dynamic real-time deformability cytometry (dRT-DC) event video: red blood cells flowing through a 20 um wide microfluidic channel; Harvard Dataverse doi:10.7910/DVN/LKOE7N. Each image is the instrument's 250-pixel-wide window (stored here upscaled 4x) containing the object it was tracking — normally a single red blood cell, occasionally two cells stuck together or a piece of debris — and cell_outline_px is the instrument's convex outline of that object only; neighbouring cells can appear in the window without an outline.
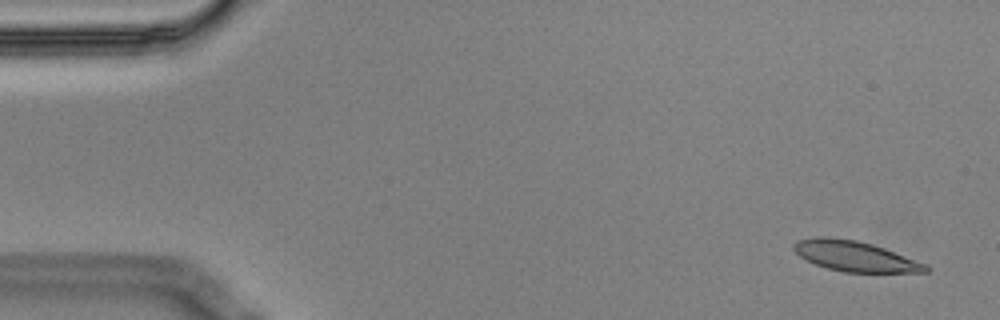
{"species": "Egyptian fruit bat (a non-hibernating species)", "species_latin": "Rousettus aegyptiacus", "temperature_condition": "cold", "stored_images_in_passage": 6, "camera_frame_rate_fps": 3000, "um_per_image_px": 0.085, "animal": {"sex": "male"}, "frame": {"image": 1, "passage_image": 1, "time_ms": 0.0, "image_size_px": [1000, 320], "cell_outline_px": [[928, 272], [844, 272], [828, 268], [816, 264], [800, 256], [792, 248], [792, 244], [796, 240], [816, 236], [824, 236], [856, 240], [872, 244], [884, 248], [928, 264]], "centroid_in_image_um": [72.65, 21.76], "position_along_channel_um": 12.3, "area_um2": 23.24}}
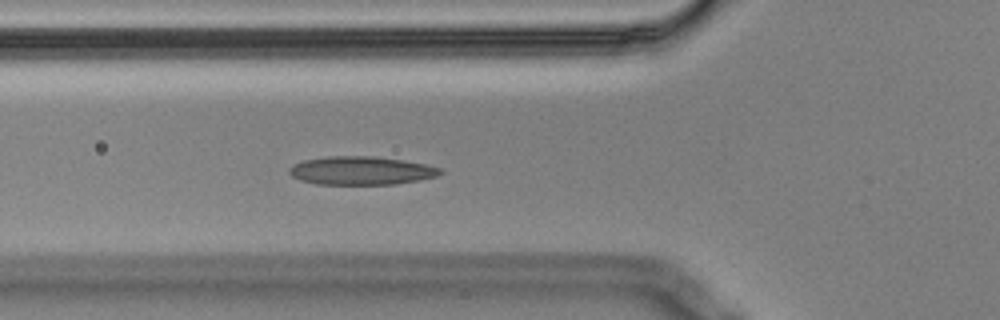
{"frame": {"image": 2, "passage_image": 6, "time_ms": 1.667, "image_size_px": [1000, 320], "cell_outline_px": [[444, 172], [436, 176], [420, 180], [396, 184], [316, 184], [300, 180], [292, 176], [288, 172], [288, 168], [304, 160], [328, 156], [372, 156], [404, 160], [424, 164], [440, 168]], "centroid_in_image_um": [30.7, 14.5], "position_along_channel_um": 95.1, "area_um2": 24.91}}